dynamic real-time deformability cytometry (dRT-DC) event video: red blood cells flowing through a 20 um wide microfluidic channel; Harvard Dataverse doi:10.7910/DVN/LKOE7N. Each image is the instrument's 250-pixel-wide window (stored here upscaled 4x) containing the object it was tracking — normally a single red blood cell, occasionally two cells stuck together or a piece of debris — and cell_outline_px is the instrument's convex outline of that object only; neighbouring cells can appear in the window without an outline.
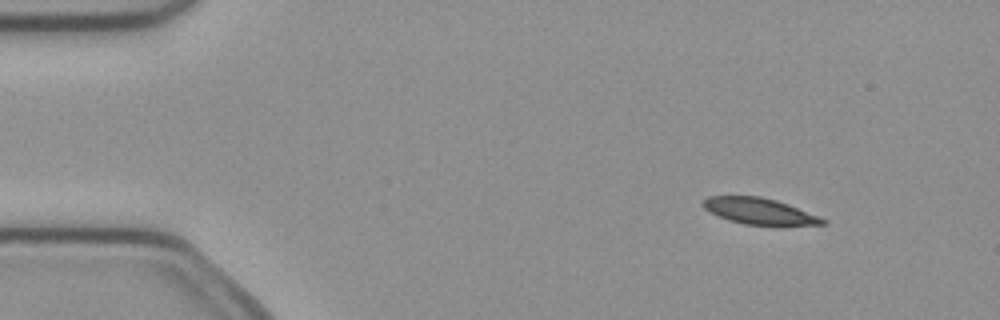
{"species": "common noctule bat (a hibernating species)", "species_latin": "Nyctalus noctula", "temperature_condition": "cold", "stored_images_in_passage": 5, "camera_frame_rate_fps": 3000, "um_per_image_px": 0.085, "animal": {"sex": "female", "body_mass_g": 21.9}, "frame": {"image": 1, "passage_image": 2, "time_ms": 0.333, "image_size_px": [1000, 320], "cell_outline_px": [[828, 220], [824, 224], [744, 224], [728, 220], [704, 208], [700, 204], [708, 196], [760, 196], [776, 200], [788, 204]], "centroid_in_image_um": [64.5, 17.92], "position_along_channel_um": 20.5, "area_um2": 17.74}}